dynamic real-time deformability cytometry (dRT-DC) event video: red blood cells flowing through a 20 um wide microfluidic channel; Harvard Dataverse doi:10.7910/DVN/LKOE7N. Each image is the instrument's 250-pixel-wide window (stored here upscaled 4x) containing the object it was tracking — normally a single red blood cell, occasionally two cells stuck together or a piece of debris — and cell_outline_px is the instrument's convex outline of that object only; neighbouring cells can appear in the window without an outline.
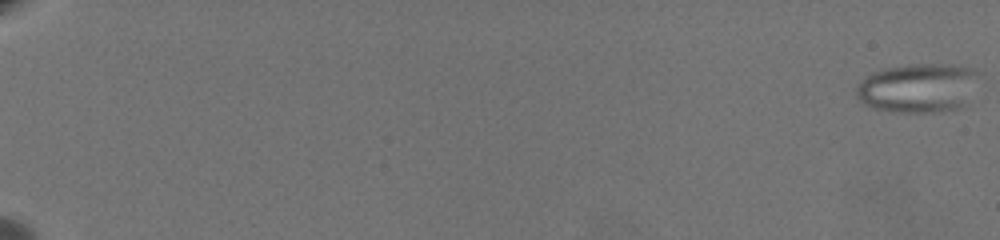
{"species": "common noctule bat (a hibernating species)", "species_latin": "Nyctalus noctula", "temperature_condition": "warm", "stored_images_in_passage": 67, "camera_frame_rate_fps": 3000, "um_per_image_px": 0.085, "animal": {"sex": "female", "body_mass_g": 19.5, "forearm_length_mm": 54.1}, "frame": {"image": 1, "passage_image": 1, "time_ms": 0.0, "image_size_px": [1000, 240], "cell_outline_px": [[980, 72], [964, 104], [960, 108], [944, 112], [896, 112], [872, 108], [864, 104], [856, 96], [856, 88], [860, 80], [872, 72], [884, 68], [912, 64], [952, 64], [972, 68]], "centroid_in_image_um": [78.0, 7.47], "position_along_channel_um": 7.0, "area_um2": 35.26}}
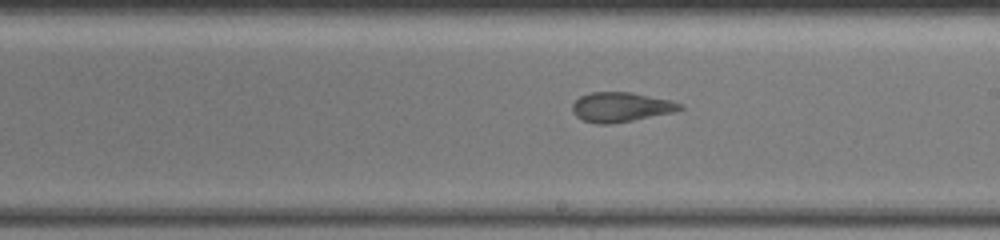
{"frame": {"image": 2, "passage_image": 43, "time_ms": 14.0, "image_size_px": [1000, 240], "cell_outline_px": [[684, 108], [672, 112], [632, 120], [608, 124], [596, 124], [584, 120], [576, 116], [572, 112], [572, 104], [580, 96], [592, 92], [632, 92], [672, 100], [684, 104]], "centroid_in_image_um": [52.78, 9.09], "position_along_channel_um": 236.2, "area_um2": 18.55}}
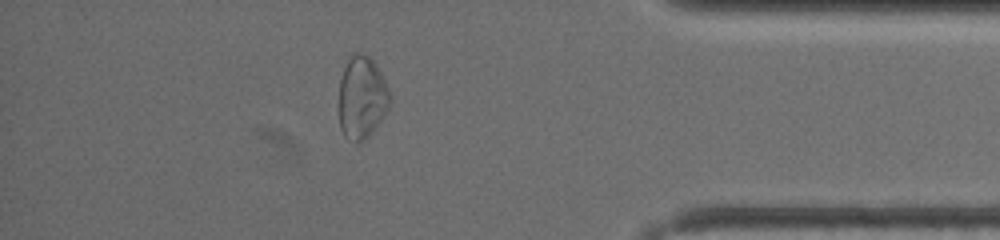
{"frame": {"image": 3, "passage_image": 60, "time_ms": 19.667, "image_size_px": [1000, 240], "cell_outline_px": [[392, 100], [388, 108], [372, 132], [360, 144], [344, 136], [340, 128], [340, 80], [348, 56], [352, 52], [364, 52], [376, 64], [388, 88]], "centroid_in_image_um": [30.76, 8.26], "position_along_channel_um": 404.4, "area_um2": 24.51}, "authors_computed_cell_mechanics": {"area_um2": 25.6054, "velocity_mm_per_s": 3.386, "shape_relaxation_time_tau1_ms": null, "shape_relaxation_time_tau2_ms": 1.884, "deformation_change_tau1": null, "deformation_change_tau2": 0.0911}}